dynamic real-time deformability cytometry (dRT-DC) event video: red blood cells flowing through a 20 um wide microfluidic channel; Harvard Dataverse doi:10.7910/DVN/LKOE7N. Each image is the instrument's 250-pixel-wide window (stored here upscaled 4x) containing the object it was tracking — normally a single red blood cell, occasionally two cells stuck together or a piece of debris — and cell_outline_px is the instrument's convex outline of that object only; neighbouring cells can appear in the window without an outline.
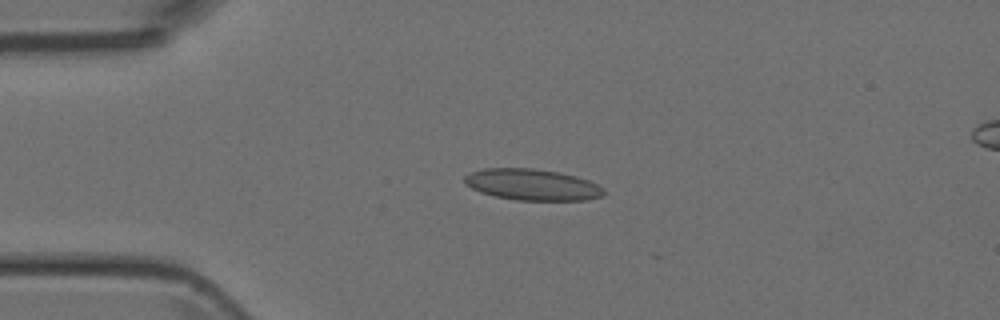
{"species": "Egyptian fruit bat (a non-hibernating species)", "species_latin": "Rousettus aegyptiacus", "temperature_condition": "room temperature", "stored_images_in_passage": 6, "camera_frame_rate_fps": 3000, "um_per_image_px": 0.085, "animal": {"sex": "female"}, "frame": {"image": 1, "passage_image": 4, "time_ms": 3.333, "image_size_px": [1000, 320], "cell_outline_px": [[604, 196], [588, 200], [516, 200], [496, 196], [480, 192], [464, 184], [464, 176], [472, 172], [484, 168], [532, 168], [560, 172], [576, 176], [588, 180], [604, 188]], "centroid_in_image_um": [45.25, 15.69], "position_along_channel_um": 39.7, "area_um2": 25.43}}